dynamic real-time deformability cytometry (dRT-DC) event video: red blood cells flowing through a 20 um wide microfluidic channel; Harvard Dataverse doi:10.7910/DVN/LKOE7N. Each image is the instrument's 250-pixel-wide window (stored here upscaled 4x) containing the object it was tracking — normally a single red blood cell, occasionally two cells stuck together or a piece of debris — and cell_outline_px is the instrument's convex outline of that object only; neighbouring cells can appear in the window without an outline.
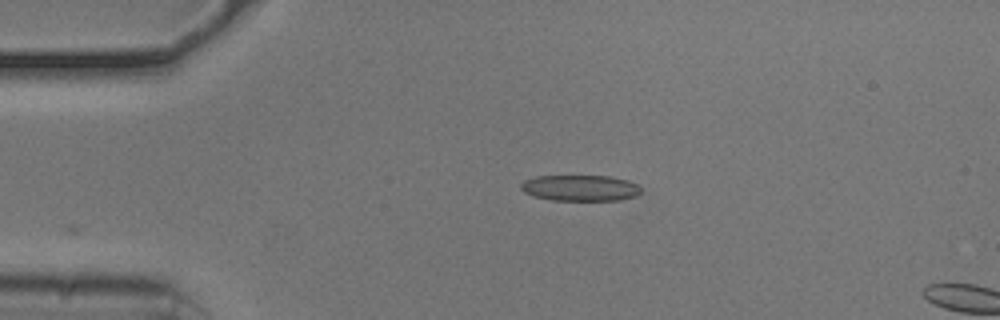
{"species": "common noctule bat (a hibernating species)", "species_latin": "Nyctalus noctula", "temperature_condition": "cold", "stored_images_in_passage": 3, "camera_frame_rate_fps": 3000, "um_per_image_px": 0.085, "animal": {"sex": "male", "body_mass_g": 20.5, "forearm_length_mm": 52.5}, "frame": {"image": 1, "passage_image": 1, "time_ms": 0.0, "image_size_px": [1000, 320], "cell_outline_px": [[640, 192], [636, 196], [620, 200], [552, 200], [532, 196], [524, 192], [520, 188], [520, 184], [524, 180], [536, 176], [612, 176], [628, 180], [636, 184], [640, 188]], "centroid_in_image_um": [49.3, 15.97], "position_along_channel_um": 35.7, "area_um2": 18.26}}